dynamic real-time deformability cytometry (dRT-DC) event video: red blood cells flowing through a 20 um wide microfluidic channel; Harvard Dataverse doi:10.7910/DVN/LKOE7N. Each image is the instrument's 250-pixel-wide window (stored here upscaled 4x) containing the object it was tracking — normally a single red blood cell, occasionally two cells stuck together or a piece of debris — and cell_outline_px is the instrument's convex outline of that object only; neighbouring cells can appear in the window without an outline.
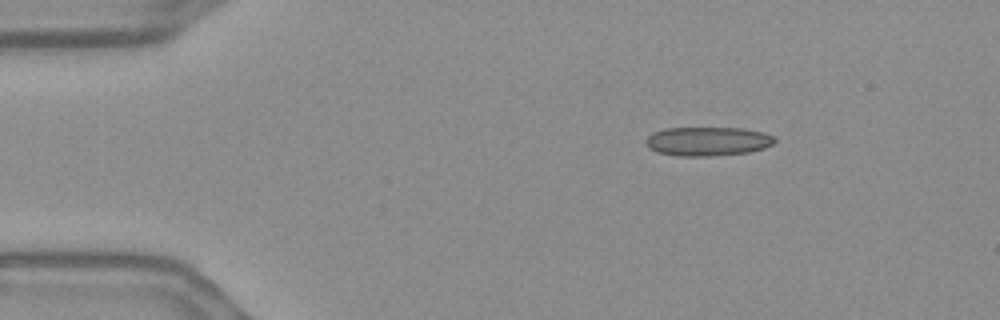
{"species": "Egyptian fruit bat (a non-hibernating species)", "species_latin": "Rousettus aegyptiacus", "temperature_condition": "warm", "stored_images_in_passage": 48, "camera_frame_rate_fps": 3000, "um_per_image_px": 0.085, "frame": {"image": 1, "passage_image": 1, "time_ms": 0.0, "image_size_px": [1000, 320], "cell_outline_px": [[776, 140], [772, 144], [764, 148], [748, 152], [708, 156], [676, 156], [656, 152], [648, 148], [644, 144], [644, 140], [652, 132], [664, 128], [744, 128], [764, 132], [776, 136]], "centroid_in_image_um": [60.12, 12.01], "position_along_channel_um": 24.9, "area_um2": 22.08}}
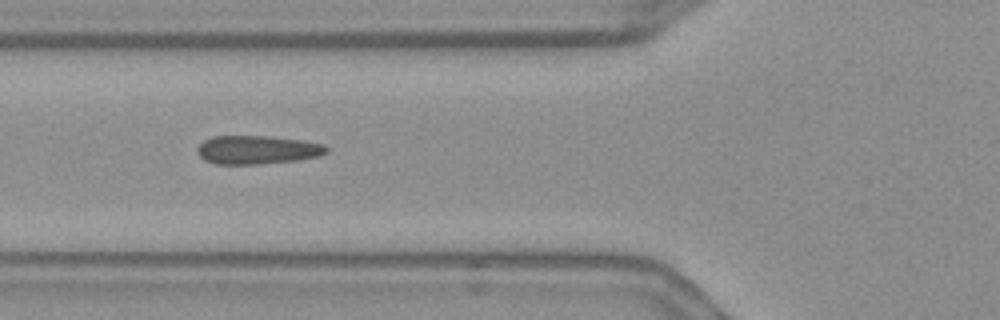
{"frame": {"image": 2, "passage_image": 13, "time_ms": 4.0, "image_size_px": [1000, 320], "cell_outline_px": [[328, 152], [320, 156], [296, 160], [256, 164], [216, 164], [204, 160], [196, 152], [196, 148], [204, 140], [212, 136], [268, 136], [304, 140], [324, 144], [328, 148]], "centroid_in_image_um": [21.86, 12.73], "position_along_channel_um": 103.9, "area_um2": 21.62}}
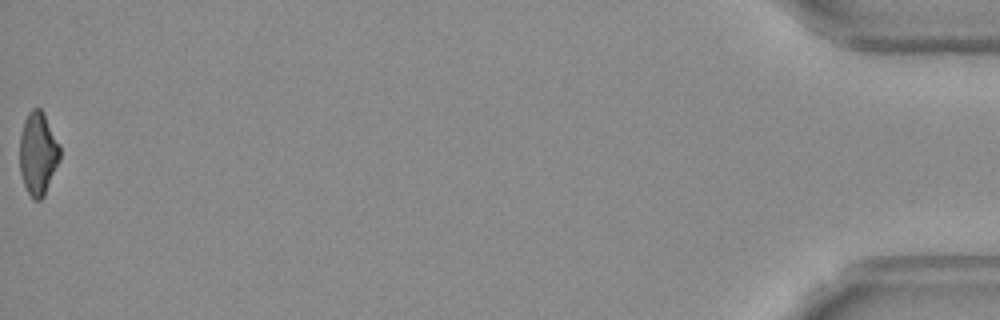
{"frame": {"image": 3, "passage_image": 48, "time_ms": 15.667, "image_size_px": [1000, 320], "cell_outline_px": [[60, 160], [44, 196], [40, 200], [32, 200], [24, 184], [20, 172], [20, 132], [24, 120], [28, 112], [32, 108], [40, 108], [44, 112], [60, 144]], "centroid_in_image_um": [3.24, 13.03], "position_along_channel_um": 432.0, "area_um2": 19.71}, "authors_computed_cell_mechanics": {"area_um2": 21.5016, "velocity_mm_per_s": 3.676, "shape_relaxation_time_tau1_ms": null, "shape_relaxation_time_tau2_ms": 2.3292, "deformation_change_tau1": null, "deformation_change_tau2": 0.0917}}